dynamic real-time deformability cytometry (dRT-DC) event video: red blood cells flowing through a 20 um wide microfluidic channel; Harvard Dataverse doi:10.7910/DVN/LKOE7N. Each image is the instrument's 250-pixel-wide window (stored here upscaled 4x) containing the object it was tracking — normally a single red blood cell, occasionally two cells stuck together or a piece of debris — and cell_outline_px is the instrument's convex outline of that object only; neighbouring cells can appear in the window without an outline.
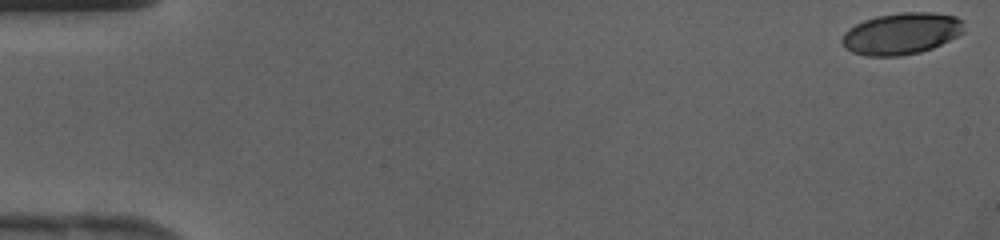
{"species": "human", "species_latin": "Homo sapiens", "temperature_condition": "cold", "stored_images_in_passage": 43, "camera_frame_rate_fps": 3000, "um_per_image_px": 0.085, "donor": {"sex": "female"}, "frame": {"image": 1, "passage_image": 1, "time_ms": 0.0, "image_size_px": [1000, 240], "cell_outline_px": [[964, 32], [932, 48], [920, 52], [900, 56], [868, 56], [852, 52], [844, 48], [840, 40], [844, 32], [848, 28], [864, 20], [876, 16], [900, 12], [932, 12], [956, 16], [964, 20]], "centroid_in_image_um": [76.6, 2.85], "position_along_channel_um": 8.4, "area_um2": 29.82}}
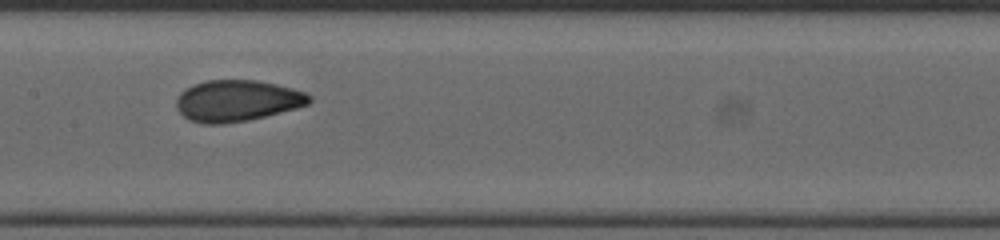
{"frame": {"image": 2, "passage_image": 22, "time_ms": 7.0, "image_size_px": [1000, 240], "cell_outline_px": [[312, 100], [308, 104], [296, 108], [248, 120], [224, 124], [200, 124], [188, 120], [176, 108], [176, 100], [180, 92], [192, 84], [208, 80], [256, 80], [276, 84], [292, 88], [304, 92], [312, 96]], "centroid_in_image_um": [20.12, 8.56], "position_along_channel_um": 187.3, "area_um2": 32.14}}
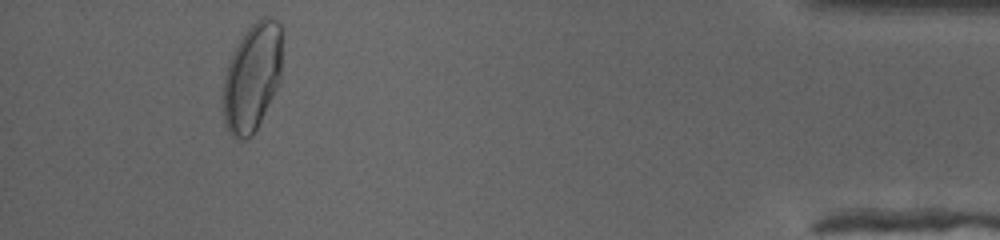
{"frame": {"image": 3, "passage_image": 40, "time_ms": 13.0, "image_size_px": [1000, 240], "cell_outline_px": [[280, 80], [252, 136], [244, 140], [240, 140], [232, 136], [228, 132], [224, 124], [224, 80], [232, 56], [244, 32], [256, 20], [264, 16], [268, 16], [276, 20], [280, 24]], "centroid_in_image_um": [21.43, 6.58], "position_along_channel_um": 413.8, "area_um2": 36.24}}